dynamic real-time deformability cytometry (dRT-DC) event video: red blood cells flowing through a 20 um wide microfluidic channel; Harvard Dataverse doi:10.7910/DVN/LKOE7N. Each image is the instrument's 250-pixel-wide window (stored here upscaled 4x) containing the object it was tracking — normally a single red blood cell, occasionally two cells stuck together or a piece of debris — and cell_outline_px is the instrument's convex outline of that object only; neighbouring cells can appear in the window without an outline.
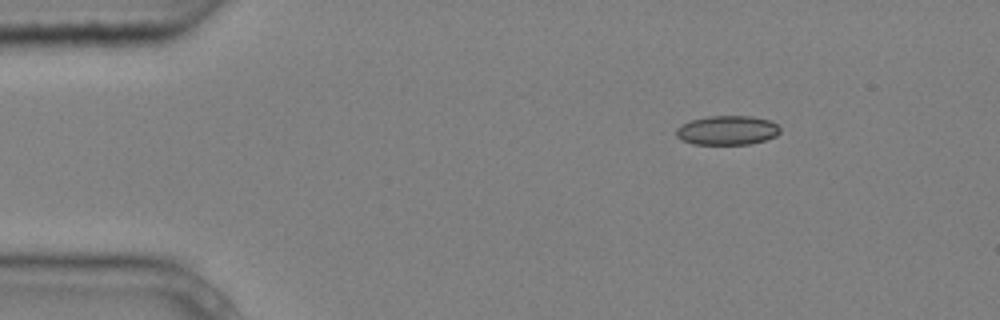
{"species": "common noctule bat (a hibernating species)", "species_latin": "Nyctalus noctula", "temperature_condition": "cold", "stored_images_in_passage": 5, "camera_frame_rate_fps": 3000, "um_per_image_px": 0.085, "animal": {"sex": "male", "body_mass_g": 20.4}, "frame": {"image": 1, "passage_image": 1, "time_ms": 0.0, "image_size_px": [1000, 320], "cell_outline_px": [[780, 132], [776, 136], [764, 140], [748, 144], [692, 144], [676, 136], [676, 128], [692, 120], [708, 116], [752, 116], [768, 120], [776, 124], [780, 128]], "centroid_in_image_um": [61.83, 11.07], "position_along_channel_um": 23.2, "area_um2": 17.51}}
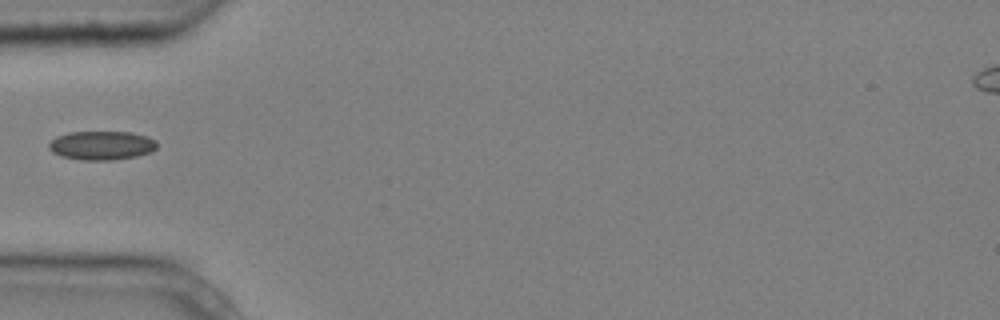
{"frame": {"image": 2, "passage_image": 4, "time_ms": 1.0, "image_size_px": [1000, 320], "cell_outline_px": [[156, 148], [152, 152], [136, 156], [112, 160], [80, 160], [60, 156], [52, 152], [48, 148], [48, 144], [56, 136], [68, 132], [132, 132], [148, 136], [156, 140]], "centroid_in_image_um": [8.63, 12.36], "position_along_channel_um": 76.4, "area_um2": 18.38}}
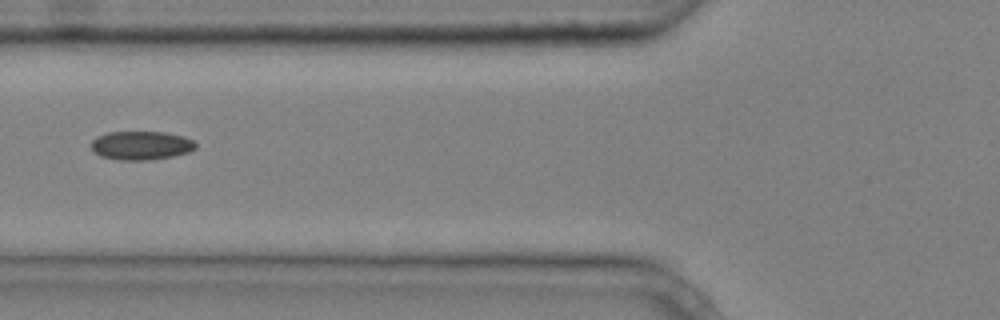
{"frame": {"image": 3, "passage_image": 5, "time_ms": 1.333, "image_size_px": [1000, 320], "cell_outline_px": [[196, 148], [188, 152], [172, 156], [148, 160], [120, 160], [100, 156], [92, 148], [92, 140], [96, 136], [108, 132], [164, 132], [184, 136], [192, 140], [196, 144]], "centroid_in_image_um": [11.99, 12.36], "position_along_channel_um": 113.8, "area_um2": 17.4}}